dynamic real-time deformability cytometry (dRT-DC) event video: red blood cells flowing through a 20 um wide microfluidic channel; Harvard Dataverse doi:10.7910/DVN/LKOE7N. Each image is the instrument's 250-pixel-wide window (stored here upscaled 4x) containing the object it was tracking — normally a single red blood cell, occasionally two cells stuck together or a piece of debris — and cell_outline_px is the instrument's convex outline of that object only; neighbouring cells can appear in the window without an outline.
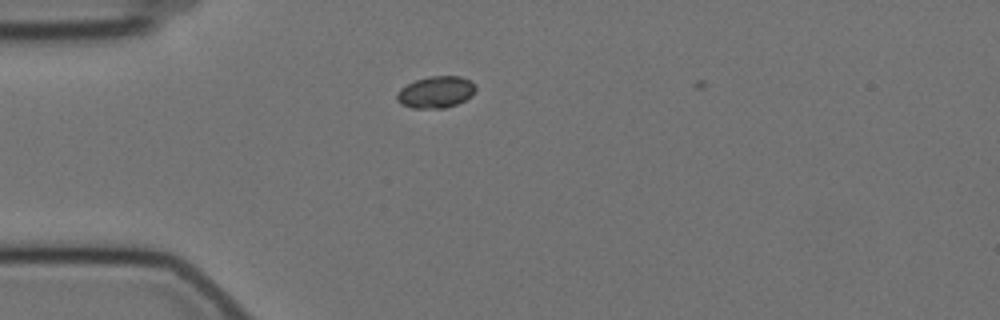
{"species": "Egyptian fruit bat (a non-hibernating species)", "species_latin": "Rousettus aegyptiacus", "temperature_condition": "cold", "stored_images_in_passage": 36, "camera_frame_rate_fps": 3000, "um_per_image_px": 0.085, "animal": {"sex": "female"}, "frame": {"image": 1, "passage_image": 1, "time_ms": 0.0, "image_size_px": [1000, 320], "cell_outline_px": [[476, 88], [472, 96], [456, 104], [444, 108], [412, 108], [400, 104], [396, 100], [396, 96], [400, 88], [416, 80], [428, 76], [460, 76], [476, 84]], "centroid_in_image_um": [37.04, 7.83], "position_along_channel_um": 48.0, "area_um2": 14.57}}
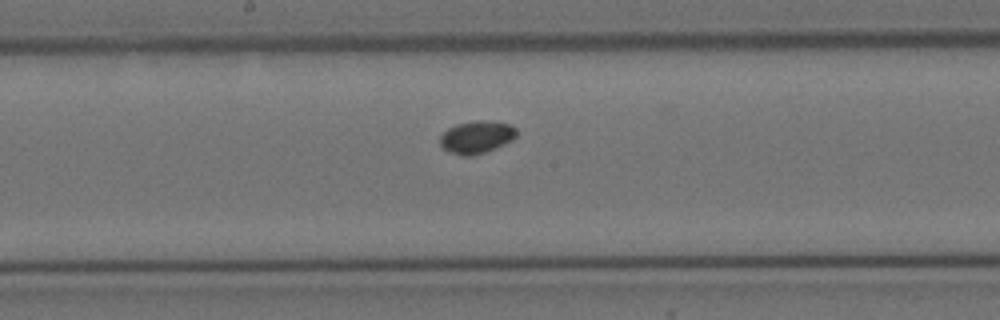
{"frame": {"image": 2, "passage_image": 16, "time_ms": 5.0, "image_size_px": [1000, 320], "cell_outline_px": [[516, 136], [512, 140], [504, 144], [484, 152], [472, 156], [460, 156], [448, 152], [440, 144], [440, 136], [448, 128], [456, 124], [476, 120], [484, 120], [512, 124], [516, 128]], "centroid_in_image_um": [40.5, 11.65], "position_along_channel_um": 207.7, "area_um2": 14.57}}
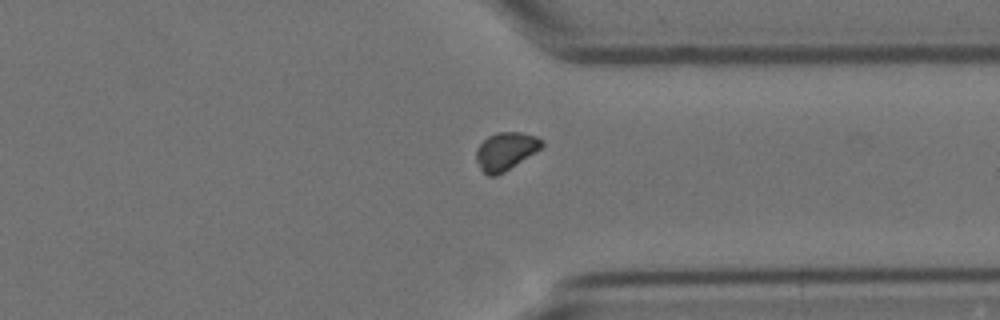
{"frame": {"image": 3, "passage_image": 30, "time_ms": 9.667, "image_size_px": [1000, 320], "cell_outline_px": [[544, 144], [540, 148], [504, 172], [496, 176], [488, 176], [480, 168], [476, 160], [476, 148], [488, 136], [496, 132], [520, 132], [536, 136], [544, 140]], "centroid_in_image_um": [42.96, 12.84], "position_along_channel_um": 368.4, "area_um2": 14.33}}